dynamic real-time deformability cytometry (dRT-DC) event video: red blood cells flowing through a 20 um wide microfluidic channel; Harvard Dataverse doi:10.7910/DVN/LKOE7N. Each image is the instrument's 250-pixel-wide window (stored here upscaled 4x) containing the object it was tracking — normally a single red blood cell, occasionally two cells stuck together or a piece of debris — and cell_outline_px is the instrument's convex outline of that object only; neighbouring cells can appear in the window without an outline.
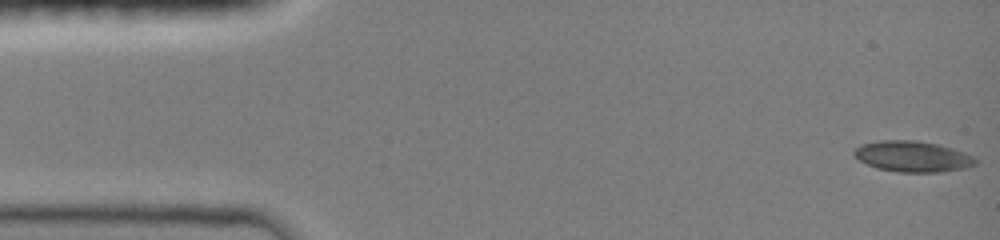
{"species": "common noctule bat (a hibernating species)", "species_latin": "Nyctalus noctula", "temperature_condition": "room temperature", "stored_images_in_passage": 9, "camera_frame_rate_fps": 3000, "um_per_image_px": 0.085, "animal": {"sex": "female", "body_mass_g": 19.0, "forearm_length_mm": 51.5}, "frame": {"image": 1, "passage_image": 1, "time_ms": 0.0, "image_size_px": [1000, 240], "cell_outline_px": [[976, 164], [968, 168], [940, 172], [896, 172], [876, 168], [860, 160], [852, 152], [860, 144], [880, 140], [916, 140], [936, 144], [952, 148], [964, 152], [972, 156], [976, 160]], "centroid_in_image_um": [77.57, 13.3], "position_along_channel_um": 7.4, "area_um2": 21.85}}
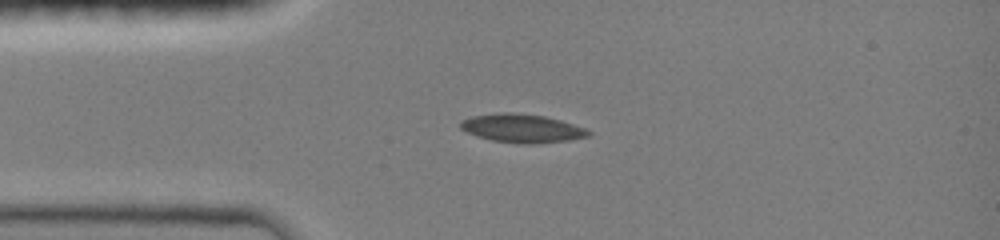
{"frame": {"image": 2, "passage_image": 8, "time_ms": 2.333, "image_size_px": [1000, 240], "cell_outline_px": [[592, 132], [588, 136], [568, 140], [532, 144], [520, 144], [492, 140], [476, 136], [460, 128], [460, 120], [472, 116], [500, 112], [512, 112], [544, 116], [560, 120], [588, 128]], "centroid_in_image_um": [44.37, 10.9], "position_along_channel_um": 40.6, "area_um2": 21.33}}